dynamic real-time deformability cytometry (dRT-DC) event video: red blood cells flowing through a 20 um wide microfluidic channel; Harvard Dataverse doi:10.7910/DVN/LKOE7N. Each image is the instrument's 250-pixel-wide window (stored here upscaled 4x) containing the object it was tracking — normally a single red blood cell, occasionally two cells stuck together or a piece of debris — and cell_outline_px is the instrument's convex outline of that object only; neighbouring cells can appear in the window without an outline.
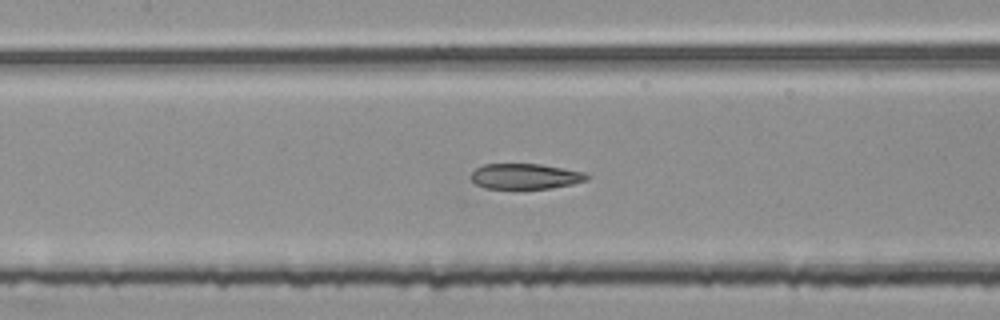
{"species": "common noctule bat (a hibernating species)", "species_latin": "Nyctalus noctula", "temperature_condition": "room temperature", "stored_images_in_passage": 54, "segment_of_instrument_passage": [2, 2], "camera_frame_rate_fps": 3000, "um_per_image_px": 0.085, "animal": {"sex": "female", "body_mass_g": 25.1}, "frame": {"image": 1, "passage_image": 25, "time_ms": 8.0, "image_size_px": [1000, 320], "cell_outline_px": [[592, 176], [588, 180], [572, 184], [552, 188], [484, 188], [476, 184], [468, 176], [476, 168], [484, 164], [540, 164], [584, 172]], "centroid_in_image_um": [44.65, 14.98], "position_along_channel_um": 162.7, "area_um2": 17.22}}
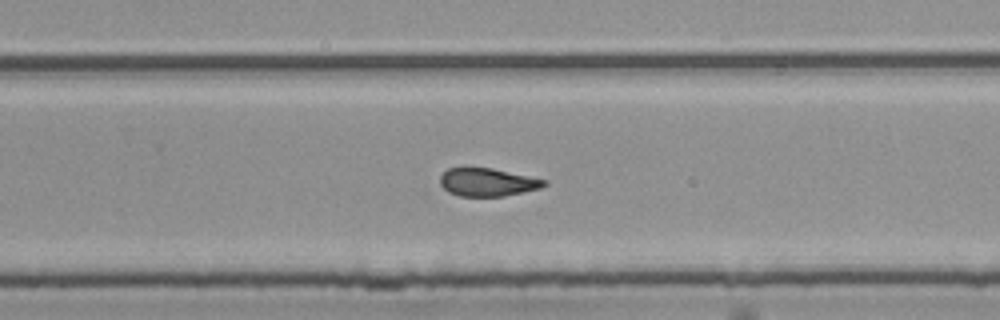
{"frame": {"image": 2, "passage_image": 35, "time_ms": 11.333, "image_size_px": [1000, 320], "cell_outline_px": [[548, 184], [540, 188], [524, 192], [504, 196], [460, 196], [448, 192], [440, 184], [440, 176], [448, 168], [468, 164], [492, 168], [548, 180]], "centroid_in_image_um": [41.4, 15.44], "position_along_channel_um": 288.4, "area_um2": 17.63}}
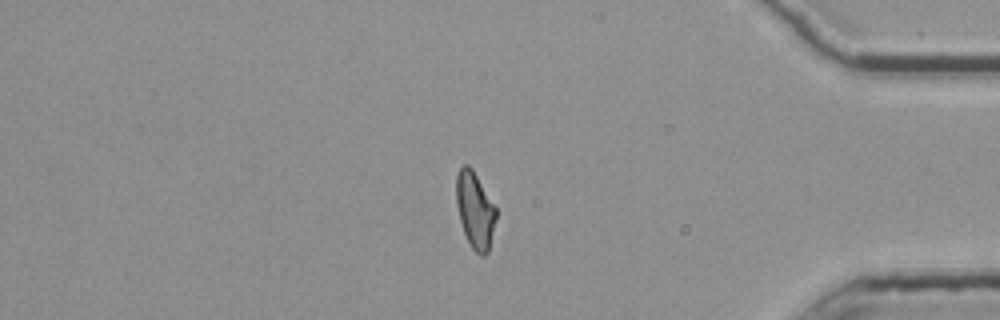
{"frame": {"image": 3, "passage_image": 46, "time_ms": 15.0, "image_size_px": [1000, 320], "cell_outline_px": [[496, 220], [488, 252], [484, 256], [480, 256], [472, 248], [464, 232], [460, 220], [456, 204], [456, 176], [460, 168], [464, 164], [468, 164], [472, 168], [496, 208]], "centroid_in_image_um": [40.37, 17.86], "position_along_channel_um": 394.8, "area_um2": 17.57}}